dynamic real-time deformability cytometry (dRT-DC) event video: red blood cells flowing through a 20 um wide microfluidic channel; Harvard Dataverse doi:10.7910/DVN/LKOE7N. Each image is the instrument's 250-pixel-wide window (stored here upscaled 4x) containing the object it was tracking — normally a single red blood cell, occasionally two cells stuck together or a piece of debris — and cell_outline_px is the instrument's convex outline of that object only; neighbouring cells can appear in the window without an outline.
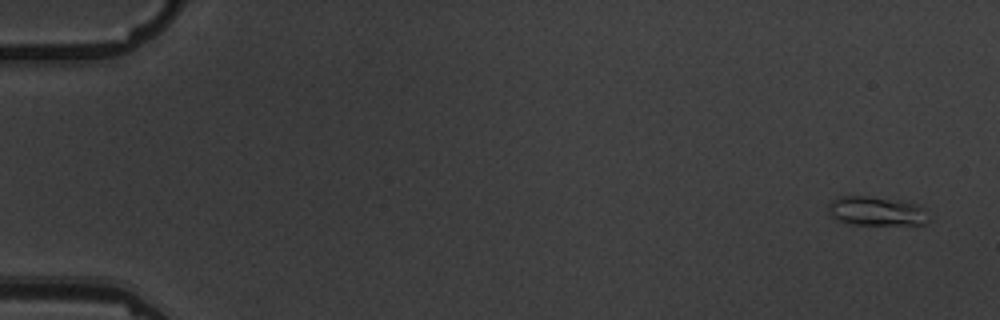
{"species": "common noctule bat (a hibernating species)", "species_latin": "Nyctalus noctula", "temperature_condition": "warm", "stored_images_in_passage": 6, "camera_frame_rate_fps": 3000, "um_per_image_px": 0.085, "animal": {"sex": "male", "body_mass_g": 19.5, "forearm_length_mm": 54.6}, "frame": {"image": 1, "passage_image": 1, "time_ms": 0.0, "image_size_px": [1000, 320], "cell_outline_px": [[932, 220], [928, 224], [848, 224], [836, 220], [828, 212], [828, 204], [836, 196], [868, 196], [900, 200], [916, 204], [928, 208]], "centroid_in_image_um": [74.56, 17.94], "position_along_channel_um": 10.4, "area_um2": 17.57}}
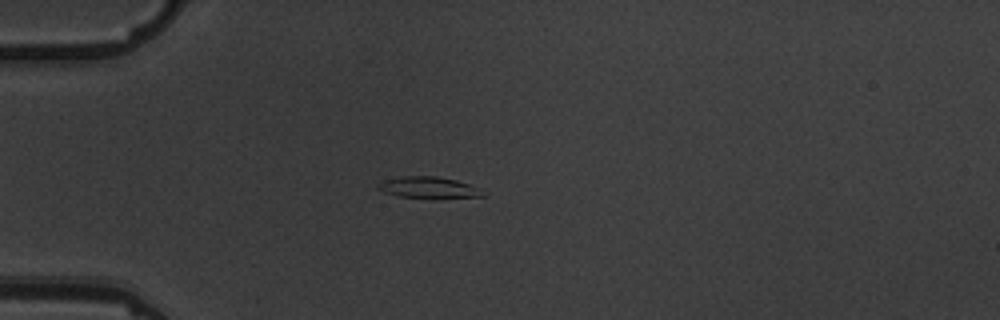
{"frame": {"image": 2, "passage_image": 5, "time_ms": 4.667, "image_size_px": [1000, 320], "cell_outline_px": [[488, 196], [396, 196], [384, 192], [376, 188], [376, 184], [384, 180], [404, 176], [436, 176], [456, 180], [480, 188]], "centroid_in_image_um": [36.38, 15.9], "position_along_channel_um": 48.6, "area_um2": 12.43}}